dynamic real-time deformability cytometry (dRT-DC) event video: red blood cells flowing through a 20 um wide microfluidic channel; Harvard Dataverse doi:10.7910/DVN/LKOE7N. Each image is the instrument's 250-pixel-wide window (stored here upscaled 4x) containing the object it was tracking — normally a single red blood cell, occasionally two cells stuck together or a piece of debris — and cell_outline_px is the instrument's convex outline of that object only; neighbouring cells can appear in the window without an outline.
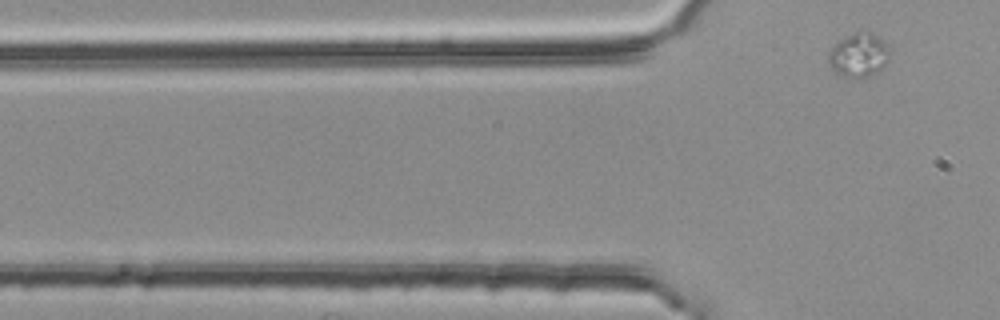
{"species": "common noctule bat (a hibernating species)", "species_latin": "Nyctalus noctula", "temperature_condition": "room temperature", "stored_images_in_passage": 5, "segment_of_instrument_passage": [2, 2], "camera_frame_rate_fps": 3000, "um_per_image_px": 0.085, "animal": {"sex": "female", "body_mass_g": 25.1}, "frame": {"image": 1, "passage_image": 5, "time_ms": 1.333, "image_size_px": [1000, 320], "cell_outline_px": [[888, 60], [872, 76], [840, 76], [828, 64], [828, 52], [840, 40], [856, 32], [872, 32], [880, 36], [888, 44]], "centroid_in_image_um": [73.0, 4.66], "position_along_channel_um": 52.8, "area_um2": 15.37}}